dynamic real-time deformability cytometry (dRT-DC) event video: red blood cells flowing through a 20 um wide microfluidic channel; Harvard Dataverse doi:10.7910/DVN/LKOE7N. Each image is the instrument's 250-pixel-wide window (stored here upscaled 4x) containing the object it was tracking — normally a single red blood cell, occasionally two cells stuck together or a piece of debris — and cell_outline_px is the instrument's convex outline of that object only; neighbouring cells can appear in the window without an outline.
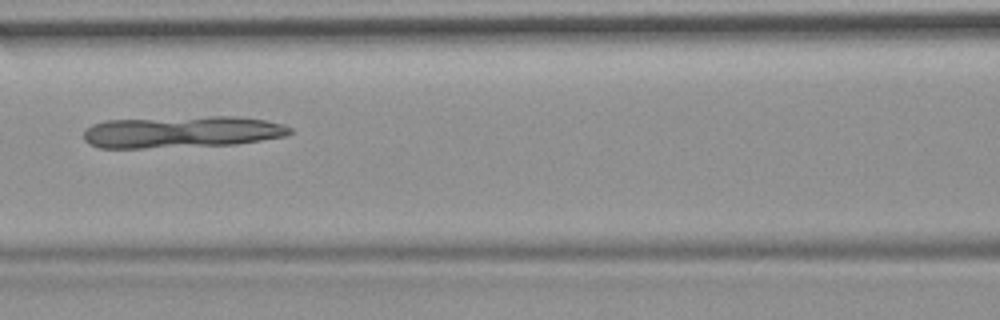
{"species": "common noctule bat (a hibernating species)", "species_latin": "Nyctalus noctula", "temperature_condition": "room temperature", "stored_images_in_passage": 11, "camera_frame_rate_fps": 3000, "um_per_image_px": 0.085, "animal": {"sex": "female", "body_mass_g": 19.9}, "frame": {"image": 1, "passage_image": 8, "time_ms": 9.0, "image_size_px": [1000, 320], "cell_outline_px": [[292, 132], [288, 136], [236, 144], [144, 148], [100, 148], [88, 144], [84, 140], [84, 132], [92, 124], [104, 120], [208, 116], [240, 116], [264, 120], [284, 124], [292, 128]], "centroid_in_image_um": [15.47, 11.21], "position_along_channel_um": 151.1, "area_um2": 38.49}}